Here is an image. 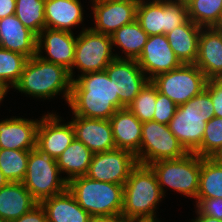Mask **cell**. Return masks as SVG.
I'll return each mask as SVG.
<instances>
[{
    "label": "cell",
    "instance_id": "obj_36",
    "mask_svg": "<svg viewBox=\"0 0 222 222\" xmlns=\"http://www.w3.org/2000/svg\"><path fill=\"white\" fill-rule=\"evenodd\" d=\"M177 106L178 105H176L167 96L158 92L157 89V100L153 120L168 125L173 116L175 115Z\"/></svg>",
    "mask_w": 222,
    "mask_h": 222
},
{
    "label": "cell",
    "instance_id": "obj_10",
    "mask_svg": "<svg viewBox=\"0 0 222 222\" xmlns=\"http://www.w3.org/2000/svg\"><path fill=\"white\" fill-rule=\"evenodd\" d=\"M151 82L158 92L176 105H181L206 89L208 79L195 64H182L176 69L157 75Z\"/></svg>",
    "mask_w": 222,
    "mask_h": 222
},
{
    "label": "cell",
    "instance_id": "obj_24",
    "mask_svg": "<svg viewBox=\"0 0 222 222\" xmlns=\"http://www.w3.org/2000/svg\"><path fill=\"white\" fill-rule=\"evenodd\" d=\"M37 204L22 182H8L0 189V219L3 221L18 219Z\"/></svg>",
    "mask_w": 222,
    "mask_h": 222
},
{
    "label": "cell",
    "instance_id": "obj_23",
    "mask_svg": "<svg viewBox=\"0 0 222 222\" xmlns=\"http://www.w3.org/2000/svg\"><path fill=\"white\" fill-rule=\"evenodd\" d=\"M80 0H46L45 27L73 32L84 21V12Z\"/></svg>",
    "mask_w": 222,
    "mask_h": 222
},
{
    "label": "cell",
    "instance_id": "obj_4",
    "mask_svg": "<svg viewBox=\"0 0 222 222\" xmlns=\"http://www.w3.org/2000/svg\"><path fill=\"white\" fill-rule=\"evenodd\" d=\"M213 117L211 94L206 88L186 103L178 105L168 126L183 148L194 152L202 143L207 122Z\"/></svg>",
    "mask_w": 222,
    "mask_h": 222
},
{
    "label": "cell",
    "instance_id": "obj_45",
    "mask_svg": "<svg viewBox=\"0 0 222 222\" xmlns=\"http://www.w3.org/2000/svg\"><path fill=\"white\" fill-rule=\"evenodd\" d=\"M216 162L222 164V147L219 151L212 157Z\"/></svg>",
    "mask_w": 222,
    "mask_h": 222
},
{
    "label": "cell",
    "instance_id": "obj_7",
    "mask_svg": "<svg viewBox=\"0 0 222 222\" xmlns=\"http://www.w3.org/2000/svg\"><path fill=\"white\" fill-rule=\"evenodd\" d=\"M60 174L56 160L35 148L30 150L27 172L22 183L40 203L67 190L68 182Z\"/></svg>",
    "mask_w": 222,
    "mask_h": 222
},
{
    "label": "cell",
    "instance_id": "obj_42",
    "mask_svg": "<svg viewBox=\"0 0 222 222\" xmlns=\"http://www.w3.org/2000/svg\"><path fill=\"white\" fill-rule=\"evenodd\" d=\"M197 217L196 219H192L191 222H222L221 220L215 218V217H210L207 215H201L197 210Z\"/></svg>",
    "mask_w": 222,
    "mask_h": 222
},
{
    "label": "cell",
    "instance_id": "obj_46",
    "mask_svg": "<svg viewBox=\"0 0 222 222\" xmlns=\"http://www.w3.org/2000/svg\"><path fill=\"white\" fill-rule=\"evenodd\" d=\"M7 183H8V181H7L6 178L4 177L2 171L0 170V189H1L2 187H4Z\"/></svg>",
    "mask_w": 222,
    "mask_h": 222
},
{
    "label": "cell",
    "instance_id": "obj_12",
    "mask_svg": "<svg viewBox=\"0 0 222 222\" xmlns=\"http://www.w3.org/2000/svg\"><path fill=\"white\" fill-rule=\"evenodd\" d=\"M137 164L133 153L115 148L93 154L86 176L95 181L124 185Z\"/></svg>",
    "mask_w": 222,
    "mask_h": 222
},
{
    "label": "cell",
    "instance_id": "obj_33",
    "mask_svg": "<svg viewBox=\"0 0 222 222\" xmlns=\"http://www.w3.org/2000/svg\"><path fill=\"white\" fill-rule=\"evenodd\" d=\"M28 59L23 54L0 47V83L8 90L19 81Z\"/></svg>",
    "mask_w": 222,
    "mask_h": 222
},
{
    "label": "cell",
    "instance_id": "obj_13",
    "mask_svg": "<svg viewBox=\"0 0 222 222\" xmlns=\"http://www.w3.org/2000/svg\"><path fill=\"white\" fill-rule=\"evenodd\" d=\"M105 71L113 81L115 95L119 96L120 109L128 107L149 81L136 60L115 58Z\"/></svg>",
    "mask_w": 222,
    "mask_h": 222
},
{
    "label": "cell",
    "instance_id": "obj_3",
    "mask_svg": "<svg viewBox=\"0 0 222 222\" xmlns=\"http://www.w3.org/2000/svg\"><path fill=\"white\" fill-rule=\"evenodd\" d=\"M162 198L164 195L152 168L138 163L124 184L121 215L127 218H143L160 222L155 210Z\"/></svg>",
    "mask_w": 222,
    "mask_h": 222
},
{
    "label": "cell",
    "instance_id": "obj_2",
    "mask_svg": "<svg viewBox=\"0 0 222 222\" xmlns=\"http://www.w3.org/2000/svg\"><path fill=\"white\" fill-rule=\"evenodd\" d=\"M72 79L64 66L48 62L38 54L29 58L19 81L13 87L21 93L38 99H51L63 93L68 103Z\"/></svg>",
    "mask_w": 222,
    "mask_h": 222
},
{
    "label": "cell",
    "instance_id": "obj_8",
    "mask_svg": "<svg viewBox=\"0 0 222 222\" xmlns=\"http://www.w3.org/2000/svg\"><path fill=\"white\" fill-rule=\"evenodd\" d=\"M148 1L139 0L136 20L149 36L165 35L189 19L185 0Z\"/></svg>",
    "mask_w": 222,
    "mask_h": 222
},
{
    "label": "cell",
    "instance_id": "obj_18",
    "mask_svg": "<svg viewBox=\"0 0 222 222\" xmlns=\"http://www.w3.org/2000/svg\"><path fill=\"white\" fill-rule=\"evenodd\" d=\"M75 139L81 141L93 154L116 148L110 120L76 116L71 119Z\"/></svg>",
    "mask_w": 222,
    "mask_h": 222
},
{
    "label": "cell",
    "instance_id": "obj_14",
    "mask_svg": "<svg viewBox=\"0 0 222 222\" xmlns=\"http://www.w3.org/2000/svg\"><path fill=\"white\" fill-rule=\"evenodd\" d=\"M59 117L53 112L45 114L37 129L36 148L55 160L75 139L71 122L63 124Z\"/></svg>",
    "mask_w": 222,
    "mask_h": 222
},
{
    "label": "cell",
    "instance_id": "obj_34",
    "mask_svg": "<svg viewBox=\"0 0 222 222\" xmlns=\"http://www.w3.org/2000/svg\"><path fill=\"white\" fill-rule=\"evenodd\" d=\"M157 100V87L148 81L134 98L128 109L143 123L153 120Z\"/></svg>",
    "mask_w": 222,
    "mask_h": 222
},
{
    "label": "cell",
    "instance_id": "obj_37",
    "mask_svg": "<svg viewBox=\"0 0 222 222\" xmlns=\"http://www.w3.org/2000/svg\"><path fill=\"white\" fill-rule=\"evenodd\" d=\"M196 208L201 215L222 219L221 198L196 199Z\"/></svg>",
    "mask_w": 222,
    "mask_h": 222
},
{
    "label": "cell",
    "instance_id": "obj_43",
    "mask_svg": "<svg viewBox=\"0 0 222 222\" xmlns=\"http://www.w3.org/2000/svg\"><path fill=\"white\" fill-rule=\"evenodd\" d=\"M121 222H153L143 218H127L121 215Z\"/></svg>",
    "mask_w": 222,
    "mask_h": 222
},
{
    "label": "cell",
    "instance_id": "obj_35",
    "mask_svg": "<svg viewBox=\"0 0 222 222\" xmlns=\"http://www.w3.org/2000/svg\"><path fill=\"white\" fill-rule=\"evenodd\" d=\"M222 147V118L213 117L205 127L201 145L194 151L203 158H212Z\"/></svg>",
    "mask_w": 222,
    "mask_h": 222
},
{
    "label": "cell",
    "instance_id": "obj_20",
    "mask_svg": "<svg viewBox=\"0 0 222 222\" xmlns=\"http://www.w3.org/2000/svg\"><path fill=\"white\" fill-rule=\"evenodd\" d=\"M195 65L208 80L222 79V31L214 27L201 29Z\"/></svg>",
    "mask_w": 222,
    "mask_h": 222
},
{
    "label": "cell",
    "instance_id": "obj_48",
    "mask_svg": "<svg viewBox=\"0 0 222 222\" xmlns=\"http://www.w3.org/2000/svg\"><path fill=\"white\" fill-rule=\"evenodd\" d=\"M101 1H105V0H91V2H101Z\"/></svg>",
    "mask_w": 222,
    "mask_h": 222
},
{
    "label": "cell",
    "instance_id": "obj_28",
    "mask_svg": "<svg viewBox=\"0 0 222 222\" xmlns=\"http://www.w3.org/2000/svg\"><path fill=\"white\" fill-rule=\"evenodd\" d=\"M110 36L112 46L120 47L125 55H117L116 58L133 60L139 58L149 37L137 20L120 27Z\"/></svg>",
    "mask_w": 222,
    "mask_h": 222
},
{
    "label": "cell",
    "instance_id": "obj_19",
    "mask_svg": "<svg viewBox=\"0 0 222 222\" xmlns=\"http://www.w3.org/2000/svg\"><path fill=\"white\" fill-rule=\"evenodd\" d=\"M38 119L11 117L0 121V149L26 150L36 148Z\"/></svg>",
    "mask_w": 222,
    "mask_h": 222
},
{
    "label": "cell",
    "instance_id": "obj_40",
    "mask_svg": "<svg viewBox=\"0 0 222 222\" xmlns=\"http://www.w3.org/2000/svg\"><path fill=\"white\" fill-rule=\"evenodd\" d=\"M16 0H0V19L15 14Z\"/></svg>",
    "mask_w": 222,
    "mask_h": 222
},
{
    "label": "cell",
    "instance_id": "obj_38",
    "mask_svg": "<svg viewBox=\"0 0 222 222\" xmlns=\"http://www.w3.org/2000/svg\"><path fill=\"white\" fill-rule=\"evenodd\" d=\"M206 88L211 94L215 117L222 118V79L208 80Z\"/></svg>",
    "mask_w": 222,
    "mask_h": 222
},
{
    "label": "cell",
    "instance_id": "obj_1",
    "mask_svg": "<svg viewBox=\"0 0 222 222\" xmlns=\"http://www.w3.org/2000/svg\"><path fill=\"white\" fill-rule=\"evenodd\" d=\"M72 81L68 105L72 114L90 119L109 120L120 109L113 81L105 70L77 75Z\"/></svg>",
    "mask_w": 222,
    "mask_h": 222
},
{
    "label": "cell",
    "instance_id": "obj_29",
    "mask_svg": "<svg viewBox=\"0 0 222 222\" xmlns=\"http://www.w3.org/2000/svg\"><path fill=\"white\" fill-rule=\"evenodd\" d=\"M222 199V164L213 158H203L196 199Z\"/></svg>",
    "mask_w": 222,
    "mask_h": 222
},
{
    "label": "cell",
    "instance_id": "obj_32",
    "mask_svg": "<svg viewBox=\"0 0 222 222\" xmlns=\"http://www.w3.org/2000/svg\"><path fill=\"white\" fill-rule=\"evenodd\" d=\"M30 151L0 149V170L8 182L25 178Z\"/></svg>",
    "mask_w": 222,
    "mask_h": 222
},
{
    "label": "cell",
    "instance_id": "obj_22",
    "mask_svg": "<svg viewBox=\"0 0 222 222\" xmlns=\"http://www.w3.org/2000/svg\"><path fill=\"white\" fill-rule=\"evenodd\" d=\"M0 47L23 54H37V36L26 28L15 14L0 19Z\"/></svg>",
    "mask_w": 222,
    "mask_h": 222
},
{
    "label": "cell",
    "instance_id": "obj_17",
    "mask_svg": "<svg viewBox=\"0 0 222 222\" xmlns=\"http://www.w3.org/2000/svg\"><path fill=\"white\" fill-rule=\"evenodd\" d=\"M77 36L73 32L45 27L37 36V54L43 60L64 66H73ZM45 50L46 56L42 55ZM47 52V53H46Z\"/></svg>",
    "mask_w": 222,
    "mask_h": 222
},
{
    "label": "cell",
    "instance_id": "obj_41",
    "mask_svg": "<svg viewBox=\"0 0 222 222\" xmlns=\"http://www.w3.org/2000/svg\"><path fill=\"white\" fill-rule=\"evenodd\" d=\"M91 222H121V215L109 216V217H94Z\"/></svg>",
    "mask_w": 222,
    "mask_h": 222
},
{
    "label": "cell",
    "instance_id": "obj_11",
    "mask_svg": "<svg viewBox=\"0 0 222 222\" xmlns=\"http://www.w3.org/2000/svg\"><path fill=\"white\" fill-rule=\"evenodd\" d=\"M141 131L139 164L149 165L159 160L177 159L188 153L167 124L146 121Z\"/></svg>",
    "mask_w": 222,
    "mask_h": 222
},
{
    "label": "cell",
    "instance_id": "obj_44",
    "mask_svg": "<svg viewBox=\"0 0 222 222\" xmlns=\"http://www.w3.org/2000/svg\"><path fill=\"white\" fill-rule=\"evenodd\" d=\"M8 92V89L0 83V104Z\"/></svg>",
    "mask_w": 222,
    "mask_h": 222
},
{
    "label": "cell",
    "instance_id": "obj_26",
    "mask_svg": "<svg viewBox=\"0 0 222 222\" xmlns=\"http://www.w3.org/2000/svg\"><path fill=\"white\" fill-rule=\"evenodd\" d=\"M202 27L188 19L165 34L171 49L182 64H195Z\"/></svg>",
    "mask_w": 222,
    "mask_h": 222
},
{
    "label": "cell",
    "instance_id": "obj_16",
    "mask_svg": "<svg viewBox=\"0 0 222 222\" xmlns=\"http://www.w3.org/2000/svg\"><path fill=\"white\" fill-rule=\"evenodd\" d=\"M136 61L149 81L182 65L164 34L149 36Z\"/></svg>",
    "mask_w": 222,
    "mask_h": 222
},
{
    "label": "cell",
    "instance_id": "obj_30",
    "mask_svg": "<svg viewBox=\"0 0 222 222\" xmlns=\"http://www.w3.org/2000/svg\"><path fill=\"white\" fill-rule=\"evenodd\" d=\"M189 19L202 28L215 27L222 14V0H185Z\"/></svg>",
    "mask_w": 222,
    "mask_h": 222
},
{
    "label": "cell",
    "instance_id": "obj_31",
    "mask_svg": "<svg viewBox=\"0 0 222 222\" xmlns=\"http://www.w3.org/2000/svg\"><path fill=\"white\" fill-rule=\"evenodd\" d=\"M46 0H16L15 16L36 36L45 28Z\"/></svg>",
    "mask_w": 222,
    "mask_h": 222
},
{
    "label": "cell",
    "instance_id": "obj_27",
    "mask_svg": "<svg viewBox=\"0 0 222 222\" xmlns=\"http://www.w3.org/2000/svg\"><path fill=\"white\" fill-rule=\"evenodd\" d=\"M92 156L93 153L81 141L74 139L56 162L60 172L68 175L64 178L69 182L87 174Z\"/></svg>",
    "mask_w": 222,
    "mask_h": 222
},
{
    "label": "cell",
    "instance_id": "obj_5",
    "mask_svg": "<svg viewBox=\"0 0 222 222\" xmlns=\"http://www.w3.org/2000/svg\"><path fill=\"white\" fill-rule=\"evenodd\" d=\"M67 189L92 218L121 215L124 185L95 181L85 175L70 180Z\"/></svg>",
    "mask_w": 222,
    "mask_h": 222
},
{
    "label": "cell",
    "instance_id": "obj_21",
    "mask_svg": "<svg viewBox=\"0 0 222 222\" xmlns=\"http://www.w3.org/2000/svg\"><path fill=\"white\" fill-rule=\"evenodd\" d=\"M109 120L116 148L133 153L139 163L143 123L128 107L118 109Z\"/></svg>",
    "mask_w": 222,
    "mask_h": 222
},
{
    "label": "cell",
    "instance_id": "obj_15",
    "mask_svg": "<svg viewBox=\"0 0 222 222\" xmlns=\"http://www.w3.org/2000/svg\"><path fill=\"white\" fill-rule=\"evenodd\" d=\"M139 0H105L92 2L94 31L111 35L120 27L136 20Z\"/></svg>",
    "mask_w": 222,
    "mask_h": 222
},
{
    "label": "cell",
    "instance_id": "obj_47",
    "mask_svg": "<svg viewBox=\"0 0 222 222\" xmlns=\"http://www.w3.org/2000/svg\"><path fill=\"white\" fill-rule=\"evenodd\" d=\"M214 28L222 31V14H221V17H220V19L218 21V24Z\"/></svg>",
    "mask_w": 222,
    "mask_h": 222
},
{
    "label": "cell",
    "instance_id": "obj_6",
    "mask_svg": "<svg viewBox=\"0 0 222 222\" xmlns=\"http://www.w3.org/2000/svg\"><path fill=\"white\" fill-rule=\"evenodd\" d=\"M202 157L188 152L177 159L159 160L149 164L154 171L164 196L163 187L174 189L186 197L197 198Z\"/></svg>",
    "mask_w": 222,
    "mask_h": 222
},
{
    "label": "cell",
    "instance_id": "obj_9",
    "mask_svg": "<svg viewBox=\"0 0 222 222\" xmlns=\"http://www.w3.org/2000/svg\"><path fill=\"white\" fill-rule=\"evenodd\" d=\"M78 34L75 46L73 66L69 70L72 81L74 68L80 75L103 71L116 58L113 54L111 36L94 31L91 27L82 28Z\"/></svg>",
    "mask_w": 222,
    "mask_h": 222
},
{
    "label": "cell",
    "instance_id": "obj_25",
    "mask_svg": "<svg viewBox=\"0 0 222 222\" xmlns=\"http://www.w3.org/2000/svg\"><path fill=\"white\" fill-rule=\"evenodd\" d=\"M48 222H91L92 217L76 201L68 189L40 202Z\"/></svg>",
    "mask_w": 222,
    "mask_h": 222
},
{
    "label": "cell",
    "instance_id": "obj_39",
    "mask_svg": "<svg viewBox=\"0 0 222 222\" xmlns=\"http://www.w3.org/2000/svg\"><path fill=\"white\" fill-rule=\"evenodd\" d=\"M10 222H48L44 208L38 203L26 214Z\"/></svg>",
    "mask_w": 222,
    "mask_h": 222
}]
</instances>
